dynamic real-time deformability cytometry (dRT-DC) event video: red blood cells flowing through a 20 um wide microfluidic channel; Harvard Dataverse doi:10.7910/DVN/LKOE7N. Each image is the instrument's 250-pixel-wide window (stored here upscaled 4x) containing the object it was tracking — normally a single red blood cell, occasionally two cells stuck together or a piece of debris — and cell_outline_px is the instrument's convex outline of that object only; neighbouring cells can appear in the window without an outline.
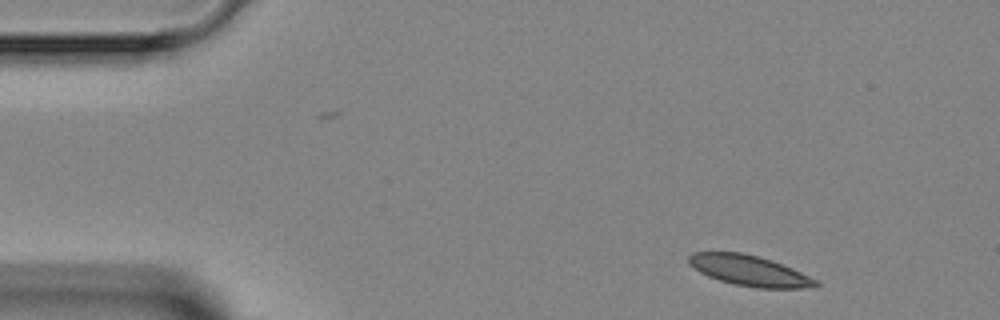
{"species": "Egyptian fruit bat (a non-hibernating species)", "species_latin": "Rousettus aegyptiacus", "temperature_condition": "room temperature", "stored_images_in_passage": 4, "camera_frame_rate_fps": 3000, "um_per_image_px": 0.085, "animal": {"sex": "female"}, "frame": {"image": 1, "passage_image": 1, "time_ms": 0.0, "image_size_px": [1000, 320], "cell_outline_px": [[820, 284], [816, 288], [756, 288], [732, 284], [708, 276], [700, 272], [688, 264], [688, 256], [692, 252], [740, 252], [772, 260], [792, 268], [816, 280]], "centroid_in_image_um": [63.69, 23.01], "position_along_channel_um": 21.3, "area_um2": 22.6}}
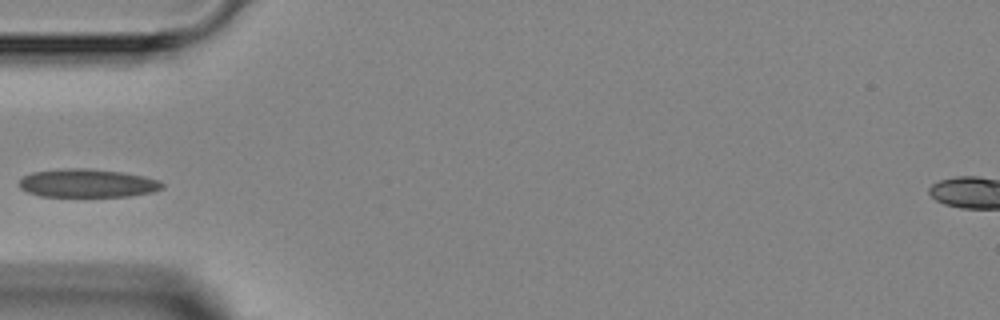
{"frame": {"image": 2, "passage_image": 4, "time_ms": 3.333, "image_size_px": [1000, 320], "cell_outline_px": [[164, 188], [152, 192], [128, 196], [40, 196], [28, 192], [20, 188], [20, 180], [24, 176], [32, 172], [68, 168], [88, 168], [120, 172], [144, 176], [160, 180], [164, 184]], "centroid_in_image_um": [7.46, 15.57], "position_along_channel_um": 77.5, "area_um2": 23.52}}